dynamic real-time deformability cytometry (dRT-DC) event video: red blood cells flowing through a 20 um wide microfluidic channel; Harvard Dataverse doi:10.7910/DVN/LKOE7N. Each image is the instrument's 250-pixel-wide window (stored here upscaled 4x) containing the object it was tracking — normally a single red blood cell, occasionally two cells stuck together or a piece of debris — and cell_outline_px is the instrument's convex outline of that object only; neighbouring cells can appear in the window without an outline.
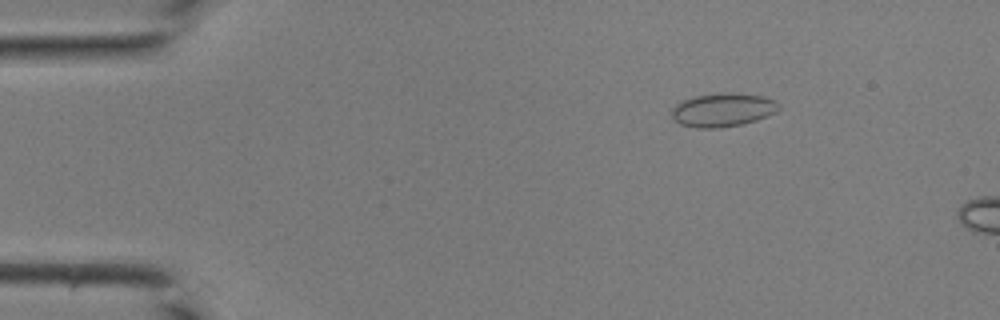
{"species": "common noctule bat (a hibernating species)", "species_latin": "Nyctalus noctula", "temperature_condition": "room temperature", "stored_images_in_passage": 4, "camera_frame_rate_fps": 3000, "um_per_image_px": 0.085, "animal": {"sex": "male", "body_mass_g": 19.0, "forearm_length_mm": 50.8}, "frame": {"image": 1, "passage_image": 1, "time_ms": 0.0, "image_size_px": [1000, 320], "cell_outline_px": [[780, 108], [776, 112], [756, 120], [740, 124], [720, 128], [696, 128], [680, 124], [672, 116], [672, 108], [676, 104], [684, 100], [696, 96], [728, 92], [760, 96], [776, 100], [780, 104]], "centroid_in_image_um": [61.45, 9.34], "position_along_channel_um": 23.5, "area_um2": 20.75}}